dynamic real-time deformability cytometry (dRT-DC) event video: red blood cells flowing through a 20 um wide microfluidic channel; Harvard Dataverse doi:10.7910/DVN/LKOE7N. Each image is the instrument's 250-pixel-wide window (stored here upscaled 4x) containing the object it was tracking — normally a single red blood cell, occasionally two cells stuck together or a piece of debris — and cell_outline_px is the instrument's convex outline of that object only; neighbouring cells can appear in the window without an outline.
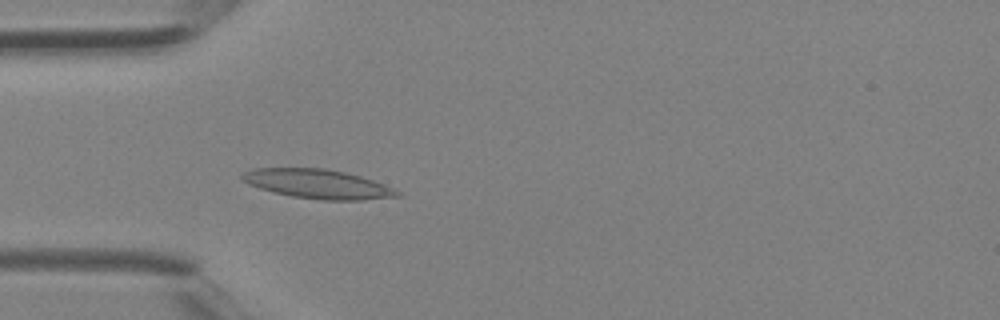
{"species": "Egyptian fruit bat (a non-hibernating species)", "species_latin": "Rousettus aegyptiacus", "temperature_condition": "room temperature", "stored_images_in_passage": 40, "camera_frame_rate_fps": 3000, "um_per_image_px": 0.085, "animal": {"sex": "female"}, "frame": {"image": 1, "passage_image": 12, "time_ms": 3.667, "image_size_px": [1000, 320], "cell_outline_px": [[404, 196], [360, 200], [320, 200], [292, 196], [272, 192], [248, 184], [240, 180], [240, 176], [244, 172], [252, 168], [324, 168], [344, 172], [360, 176], [372, 180], [392, 188], [400, 192]], "centroid_in_image_um": [26.98, 15.64], "position_along_channel_um": 58.0, "area_um2": 26.41}}
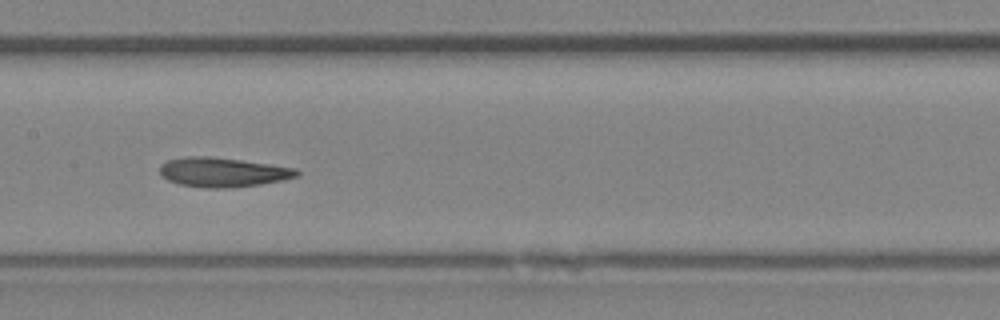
{"frame": {"image": 2, "passage_image": 20, "time_ms": 6.333, "image_size_px": [1000, 320], "cell_outline_px": [[300, 176], [260, 184], [228, 188], [208, 188], [180, 184], [168, 180], [160, 172], [160, 164], [168, 160], [184, 156], [212, 156], [296, 168], [300, 172]], "centroid_in_image_um": [18.93, 14.63], "position_along_channel_um": 188.5, "area_um2": 23.35}}
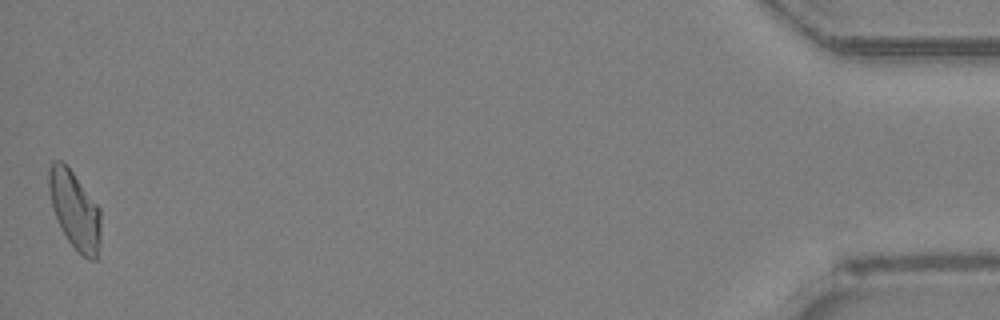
{"frame": {"image": 3, "passage_image": 40, "time_ms": 13.0, "image_size_px": [1000, 320], "cell_outline_px": [[100, 244], [96, 260], [88, 260], [68, 240], [60, 228], [56, 220], [52, 208], [48, 192], [48, 168], [52, 160], [60, 160], [72, 172], [100, 208]], "centroid_in_image_um": [6.33, 17.85], "position_along_channel_um": 428.9, "area_um2": 23.58}}